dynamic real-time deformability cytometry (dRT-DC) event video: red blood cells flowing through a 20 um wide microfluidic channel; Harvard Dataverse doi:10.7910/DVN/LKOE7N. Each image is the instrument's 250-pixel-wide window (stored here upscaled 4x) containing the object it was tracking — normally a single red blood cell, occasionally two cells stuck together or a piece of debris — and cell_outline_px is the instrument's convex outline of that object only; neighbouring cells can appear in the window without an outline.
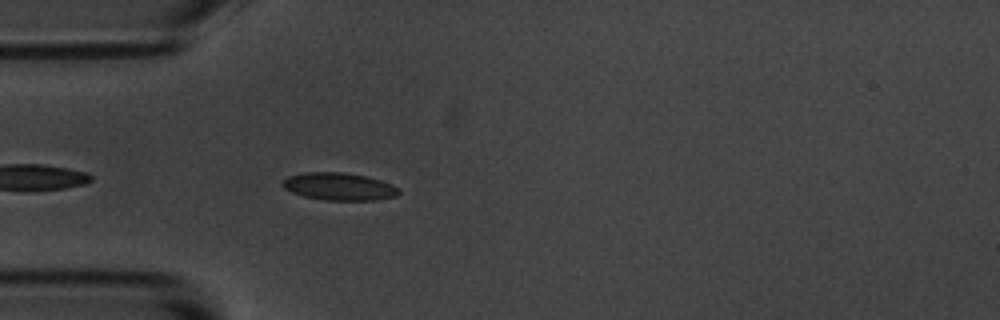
{"species": "common noctule bat (a hibernating species)", "species_latin": "Nyctalus noctula", "temperature_condition": "room temperature", "stored_images_in_passage": 22, "camera_frame_rate_fps": 3000, "um_per_image_px": 0.085, "animal": {"sex": "male", "body_mass_g": 20.1, "forearm_length_mm": 53.5}, "frame": {"image": 1, "passage_image": 3, "time_ms": 0.667, "image_size_px": [1000, 320], "cell_outline_px": [[400, 192], [396, 196], [376, 200], [324, 200], [304, 196], [292, 192], [284, 188], [280, 184], [288, 176], [304, 172], [344, 172], [368, 176], [380, 180], [400, 188]], "centroid_in_image_um": [28.82, 15.85], "position_along_channel_um": 56.2, "area_um2": 18.73}}
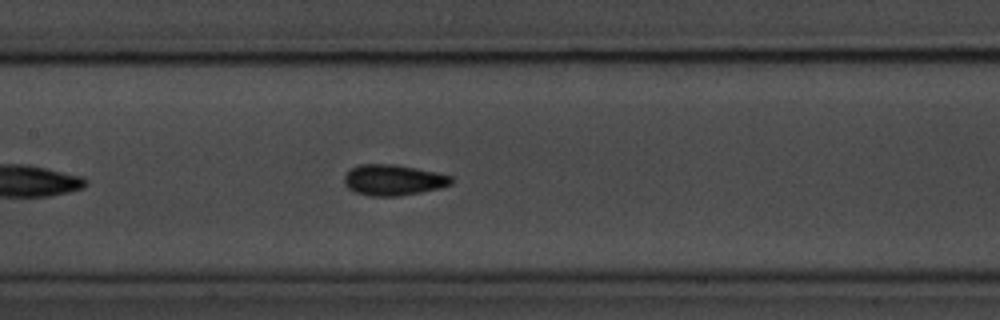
{"frame": {"image": 2, "passage_image": 13, "time_ms": 4.0, "image_size_px": [1000, 320], "cell_outline_px": [[452, 184], [440, 188], [400, 196], [372, 196], [356, 192], [348, 188], [344, 184], [344, 176], [352, 168], [360, 164], [392, 164], [416, 168], [436, 172], [452, 176]], "centroid_in_image_um": [33.43, 15.3], "position_along_channel_um": 174.0, "area_um2": 19.13}}
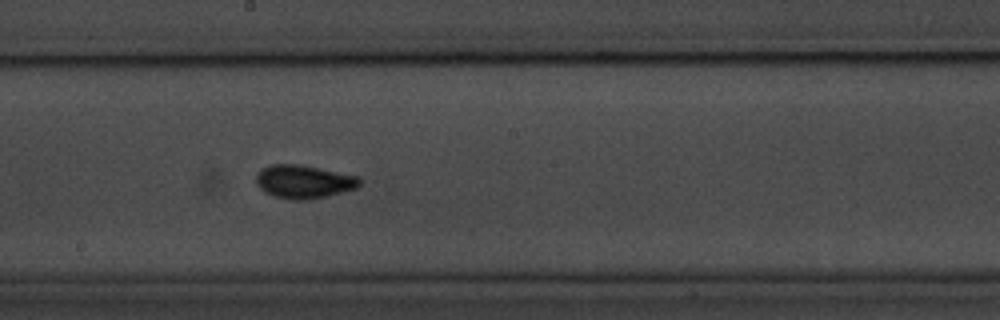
{"frame": {"image": 3, "passage_image": 17, "time_ms": 5.333, "image_size_px": [1000, 320], "cell_outline_px": [[360, 184], [356, 188], [328, 196], [308, 200], [292, 200], [272, 196], [264, 192], [256, 184], [256, 172], [260, 168], [272, 164], [296, 164], [360, 176]], "centroid_in_image_um": [25.78, 15.45], "position_along_channel_um": 222.4, "area_um2": 20.29}}